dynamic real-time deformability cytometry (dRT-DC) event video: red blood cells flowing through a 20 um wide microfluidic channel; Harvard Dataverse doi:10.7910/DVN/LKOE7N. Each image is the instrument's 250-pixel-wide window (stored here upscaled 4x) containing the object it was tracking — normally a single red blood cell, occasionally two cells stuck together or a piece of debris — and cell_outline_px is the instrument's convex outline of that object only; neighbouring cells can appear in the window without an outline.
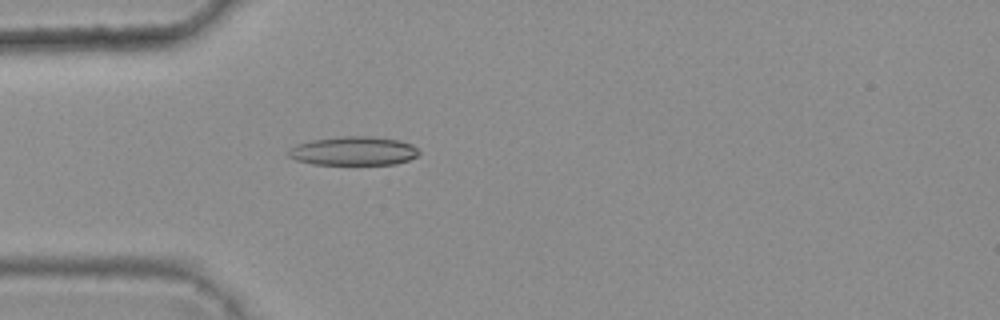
{"species": "common noctule bat (a hibernating species)", "species_latin": "Nyctalus noctula", "temperature_condition": "warm", "stored_images_in_passage": 1, "camera_frame_rate_fps": 3000, "um_per_image_px": 0.085, "animal": {"sex": "female", "body_mass_g": 25.1}, "frame": {"image": 1, "passage_image": 1, "time_ms": 0.0, "image_size_px": [1000, 320], "cell_outline_px": [[420, 152], [416, 156], [408, 160], [396, 164], [312, 164], [296, 160], [288, 156], [288, 152], [296, 144], [312, 140], [340, 136], [372, 136], [400, 140], [412, 144]], "centroid_in_image_um": [30.06, 12.82], "position_along_channel_um": 54.9, "area_um2": 21.91}}